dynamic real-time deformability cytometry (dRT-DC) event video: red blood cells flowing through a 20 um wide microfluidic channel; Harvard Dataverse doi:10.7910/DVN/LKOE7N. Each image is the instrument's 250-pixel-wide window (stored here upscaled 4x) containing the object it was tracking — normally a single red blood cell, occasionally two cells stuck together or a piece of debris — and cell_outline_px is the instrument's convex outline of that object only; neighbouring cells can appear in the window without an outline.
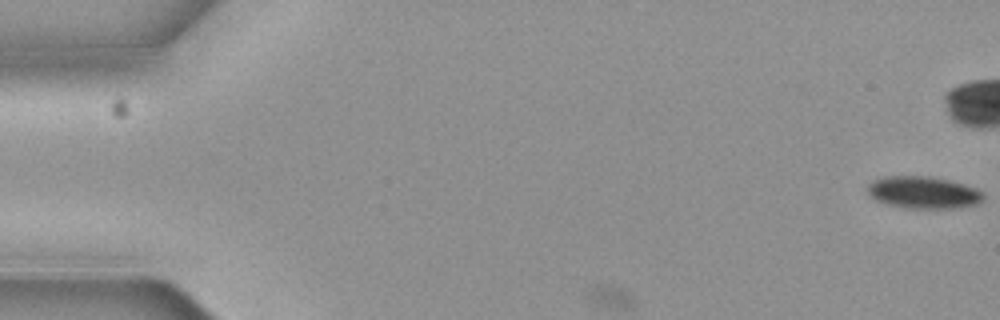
{"species": "common noctule bat (a hibernating species)", "species_latin": "Nyctalus noctula", "temperature_condition": "cold", "stored_images_in_passage": 3, "camera_frame_rate_fps": 3000, "um_per_image_px": 0.085, "animal": {"sex": "female", "body_mass_g": 19.3, "forearm_length_mm": 54.1}, "frame": {"image": 1, "passage_image": 1, "time_ms": 0.0, "image_size_px": [1000, 320], "cell_outline_px": [[984, 200], [976, 204], [956, 208], [904, 208], [888, 204], [876, 200], [868, 192], [868, 184], [876, 180], [888, 176], [924, 176], [948, 180], [972, 188], [980, 192], [984, 196]], "centroid_in_image_um": [78.47, 16.37], "position_along_channel_um": 6.5, "area_um2": 21.15}}